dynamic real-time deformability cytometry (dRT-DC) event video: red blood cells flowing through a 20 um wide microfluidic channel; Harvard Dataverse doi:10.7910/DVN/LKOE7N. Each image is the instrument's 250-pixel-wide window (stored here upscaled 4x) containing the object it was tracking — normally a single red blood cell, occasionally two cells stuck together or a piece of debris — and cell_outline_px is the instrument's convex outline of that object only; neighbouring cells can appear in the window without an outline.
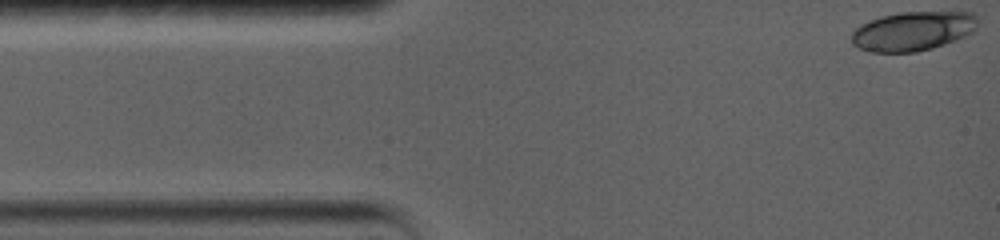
{"species": "common noctule bat (a hibernating species)", "species_latin": "Nyctalus noctula", "temperature_condition": "warm", "stored_images_in_passage": 5, "camera_frame_rate_fps": 5000, "um_per_image_px": 0.085, "animal": {"sex": "female", "body_mass_g": 19.0, "forearm_length_mm": 56.7}, "frame": {"image": 1, "passage_image": 1, "time_ms": 0.0, "image_size_px": [1000, 240], "cell_outline_px": [[976, 32], [956, 40], [932, 48], [916, 52], [868, 52], [852, 44], [852, 32], [856, 28], [872, 20], [884, 16], [900, 12], [972, 12], [976, 16]], "centroid_in_image_um": [77.63, 2.65], "position_along_channel_um": 7.4, "area_um2": 28.73}}